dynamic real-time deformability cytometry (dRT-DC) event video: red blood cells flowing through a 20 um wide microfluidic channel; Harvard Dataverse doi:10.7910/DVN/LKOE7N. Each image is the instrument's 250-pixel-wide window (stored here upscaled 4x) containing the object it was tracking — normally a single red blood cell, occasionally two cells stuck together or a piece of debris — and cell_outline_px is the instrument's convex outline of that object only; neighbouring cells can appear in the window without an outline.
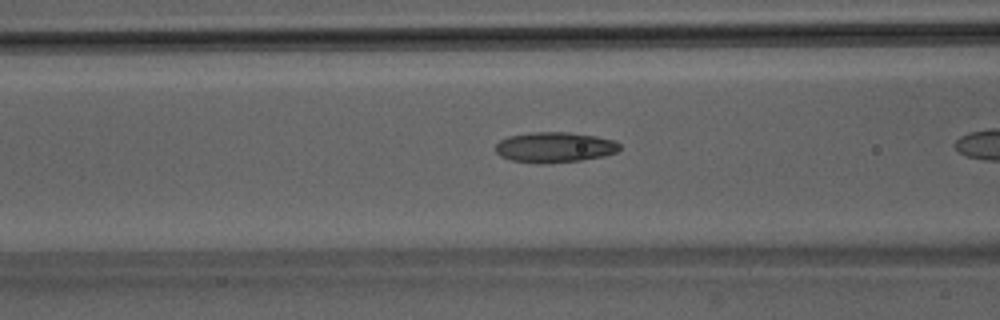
{"species": "Egyptian fruit bat (a non-hibernating species)", "species_latin": "Rousettus aegyptiacus", "temperature_condition": "room temperature", "stored_images_in_passage": 9, "camera_frame_rate_fps": 3000, "um_per_image_px": 0.085, "animal": {"sex": "male"}, "frame": {"image": 1, "passage_image": 4, "time_ms": 1.0, "image_size_px": [1000, 320], "cell_outline_px": [[620, 148], [616, 152], [604, 156], [580, 160], [544, 164], [536, 164], [512, 160], [500, 156], [496, 152], [496, 144], [500, 140], [508, 136], [528, 132], [568, 132], [596, 136], [616, 140], [620, 144]], "centroid_in_image_um": [47.14, 12.52], "position_along_channel_um": 119.5, "area_um2": 22.2}}